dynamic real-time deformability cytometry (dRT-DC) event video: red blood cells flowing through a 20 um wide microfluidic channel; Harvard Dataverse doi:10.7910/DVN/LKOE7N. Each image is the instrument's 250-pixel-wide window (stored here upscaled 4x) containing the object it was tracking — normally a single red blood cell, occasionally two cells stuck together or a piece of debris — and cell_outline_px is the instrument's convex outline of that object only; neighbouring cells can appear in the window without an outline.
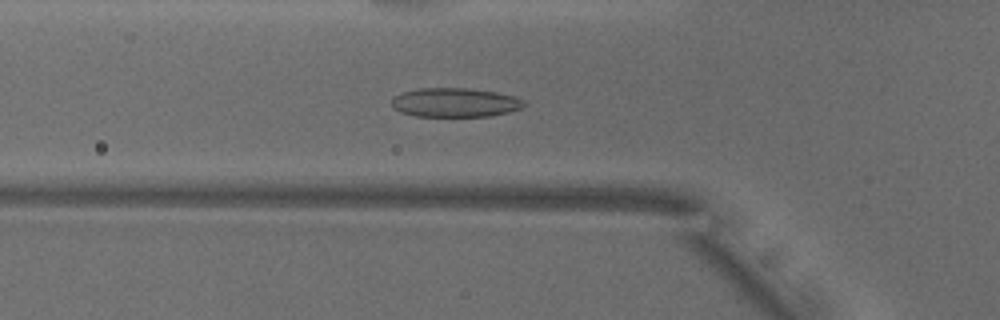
{"species": "common noctule bat (a hibernating species)", "species_latin": "Nyctalus noctula", "temperature_condition": "warm", "stored_images_in_passage": 51, "camera_frame_rate_fps": 3000, "um_per_image_px": 0.085, "animal": {"sex": "male", "body_mass_g": 18.8}, "frame": {"image": 1, "passage_image": 16, "time_ms": 5.0, "image_size_px": [1000, 320], "cell_outline_px": [[528, 104], [524, 108], [508, 112], [488, 116], [416, 116], [400, 112], [392, 108], [392, 96], [400, 92], [420, 88], [468, 88], [496, 92], [512, 96], [524, 100]], "centroid_in_image_um": [38.66, 8.71], "position_along_channel_um": 87.1, "area_um2": 22.66}}
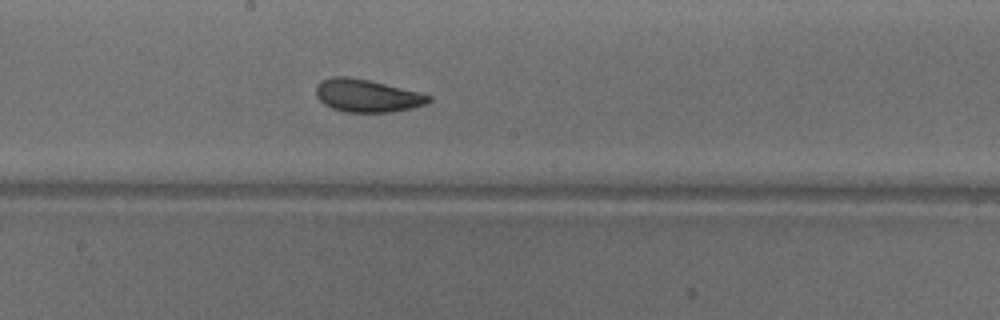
{"frame": {"image": 2, "passage_image": 26, "time_ms": 8.333, "image_size_px": [1000, 320], "cell_outline_px": [[432, 100], [424, 104], [412, 108], [392, 112], [348, 112], [332, 108], [324, 104], [316, 96], [316, 88], [324, 80], [332, 76], [348, 76], [368, 80], [432, 96]], "centroid_in_image_um": [31.18, 8.14], "position_along_channel_um": 217.0, "area_um2": 21.1}}
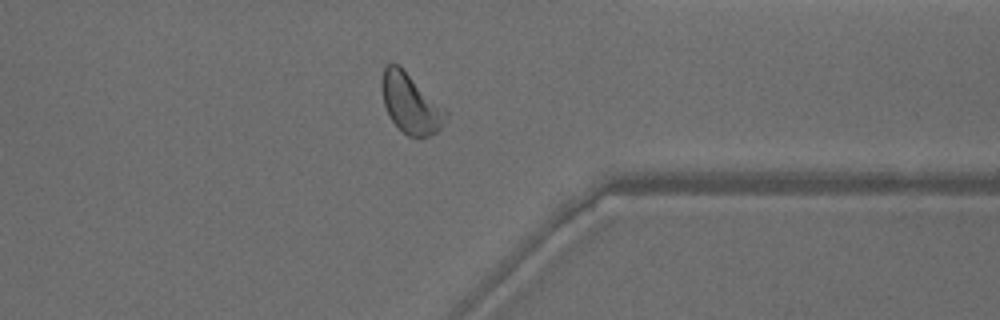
{"frame": {"image": 3, "passage_image": 39, "time_ms": 12.667, "image_size_px": [1000, 320], "cell_outline_px": [[448, 116], [440, 132], [428, 136], [408, 136], [392, 120], [384, 104], [380, 88], [380, 80], [384, 68], [392, 60], [400, 64], [448, 112]], "centroid_in_image_um": [34.89, 8.75], "position_along_channel_um": 376.5, "area_um2": 22.54}}